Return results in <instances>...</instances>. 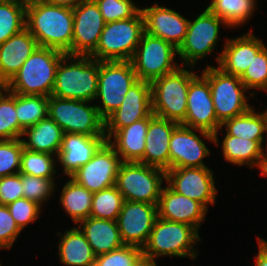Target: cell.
<instances>
[{"label": "cell", "instance_id": "b9f144b4", "mask_svg": "<svg viewBox=\"0 0 267 266\" xmlns=\"http://www.w3.org/2000/svg\"><path fill=\"white\" fill-rule=\"evenodd\" d=\"M105 23L135 17L142 8L132 0H94ZM134 3V4H133Z\"/></svg>", "mask_w": 267, "mask_h": 266}, {"label": "cell", "instance_id": "2e32d148", "mask_svg": "<svg viewBox=\"0 0 267 266\" xmlns=\"http://www.w3.org/2000/svg\"><path fill=\"white\" fill-rule=\"evenodd\" d=\"M105 22L94 0L73 8V39L68 55L90 56L97 48Z\"/></svg>", "mask_w": 267, "mask_h": 266}, {"label": "cell", "instance_id": "d6a6232c", "mask_svg": "<svg viewBox=\"0 0 267 266\" xmlns=\"http://www.w3.org/2000/svg\"><path fill=\"white\" fill-rule=\"evenodd\" d=\"M256 0H212L207 8L230 28L238 27L253 15Z\"/></svg>", "mask_w": 267, "mask_h": 266}, {"label": "cell", "instance_id": "44dd1931", "mask_svg": "<svg viewBox=\"0 0 267 266\" xmlns=\"http://www.w3.org/2000/svg\"><path fill=\"white\" fill-rule=\"evenodd\" d=\"M158 217L192 226L198 233L207 208L200 202L163 187L157 205Z\"/></svg>", "mask_w": 267, "mask_h": 266}, {"label": "cell", "instance_id": "ab89813d", "mask_svg": "<svg viewBox=\"0 0 267 266\" xmlns=\"http://www.w3.org/2000/svg\"><path fill=\"white\" fill-rule=\"evenodd\" d=\"M23 148L21 138L0 140V178L19 173Z\"/></svg>", "mask_w": 267, "mask_h": 266}, {"label": "cell", "instance_id": "60d3db41", "mask_svg": "<svg viewBox=\"0 0 267 266\" xmlns=\"http://www.w3.org/2000/svg\"><path fill=\"white\" fill-rule=\"evenodd\" d=\"M55 179H45L37 176H30L21 173V183L23 185V197L35 201L42 206L54 194Z\"/></svg>", "mask_w": 267, "mask_h": 266}, {"label": "cell", "instance_id": "f907efd6", "mask_svg": "<svg viewBox=\"0 0 267 266\" xmlns=\"http://www.w3.org/2000/svg\"><path fill=\"white\" fill-rule=\"evenodd\" d=\"M264 133H267V109H265V131H264ZM262 150H263V154H264L265 158L267 159V138H266V149H262Z\"/></svg>", "mask_w": 267, "mask_h": 266}, {"label": "cell", "instance_id": "4dcf8cb0", "mask_svg": "<svg viewBox=\"0 0 267 266\" xmlns=\"http://www.w3.org/2000/svg\"><path fill=\"white\" fill-rule=\"evenodd\" d=\"M61 192L60 203L75 224L90 217L93 200L92 192L71 177L62 187Z\"/></svg>", "mask_w": 267, "mask_h": 266}, {"label": "cell", "instance_id": "e0dca14e", "mask_svg": "<svg viewBox=\"0 0 267 266\" xmlns=\"http://www.w3.org/2000/svg\"><path fill=\"white\" fill-rule=\"evenodd\" d=\"M197 131L207 141L215 142L214 134L179 124L171 134L169 144L170 169L208 167L202 159L210 155V151L204 141L197 135Z\"/></svg>", "mask_w": 267, "mask_h": 266}, {"label": "cell", "instance_id": "603a6c76", "mask_svg": "<svg viewBox=\"0 0 267 266\" xmlns=\"http://www.w3.org/2000/svg\"><path fill=\"white\" fill-rule=\"evenodd\" d=\"M265 45L252 31L237 37L227 38L223 51L216 57L223 72L241 77L255 56Z\"/></svg>", "mask_w": 267, "mask_h": 266}, {"label": "cell", "instance_id": "f35d334b", "mask_svg": "<svg viewBox=\"0 0 267 266\" xmlns=\"http://www.w3.org/2000/svg\"><path fill=\"white\" fill-rule=\"evenodd\" d=\"M245 87L267 91V47L264 46L255 56L244 74L240 77Z\"/></svg>", "mask_w": 267, "mask_h": 266}, {"label": "cell", "instance_id": "83f0119b", "mask_svg": "<svg viewBox=\"0 0 267 266\" xmlns=\"http://www.w3.org/2000/svg\"><path fill=\"white\" fill-rule=\"evenodd\" d=\"M264 140H247L244 138L235 137L232 135H225L222 140V154L229 163L240 165L243 164L253 168L258 167L262 174L266 158L263 154Z\"/></svg>", "mask_w": 267, "mask_h": 266}, {"label": "cell", "instance_id": "f6af8a7d", "mask_svg": "<svg viewBox=\"0 0 267 266\" xmlns=\"http://www.w3.org/2000/svg\"><path fill=\"white\" fill-rule=\"evenodd\" d=\"M21 230L6 205H0V248L10 249Z\"/></svg>", "mask_w": 267, "mask_h": 266}, {"label": "cell", "instance_id": "f1b7e54d", "mask_svg": "<svg viewBox=\"0 0 267 266\" xmlns=\"http://www.w3.org/2000/svg\"><path fill=\"white\" fill-rule=\"evenodd\" d=\"M63 135L61 127L48 116L24 130L22 138L26 136L28 139L25 141L21 138V141L27 150L58 156Z\"/></svg>", "mask_w": 267, "mask_h": 266}, {"label": "cell", "instance_id": "484cf974", "mask_svg": "<svg viewBox=\"0 0 267 266\" xmlns=\"http://www.w3.org/2000/svg\"><path fill=\"white\" fill-rule=\"evenodd\" d=\"M153 116L152 113L146 118L114 131L107 138V142L114 148L122 162L143 163L146 133L149 121Z\"/></svg>", "mask_w": 267, "mask_h": 266}, {"label": "cell", "instance_id": "52a82bcc", "mask_svg": "<svg viewBox=\"0 0 267 266\" xmlns=\"http://www.w3.org/2000/svg\"><path fill=\"white\" fill-rule=\"evenodd\" d=\"M166 171L140 162H122L115 186L125 201L158 205Z\"/></svg>", "mask_w": 267, "mask_h": 266}, {"label": "cell", "instance_id": "7402d4cb", "mask_svg": "<svg viewBox=\"0 0 267 266\" xmlns=\"http://www.w3.org/2000/svg\"><path fill=\"white\" fill-rule=\"evenodd\" d=\"M106 141V136L64 133L56 161L60 162L64 174L70 178L81 166L92 159Z\"/></svg>", "mask_w": 267, "mask_h": 266}, {"label": "cell", "instance_id": "9a60e30c", "mask_svg": "<svg viewBox=\"0 0 267 266\" xmlns=\"http://www.w3.org/2000/svg\"><path fill=\"white\" fill-rule=\"evenodd\" d=\"M122 160L106 141L91 160L81 166L71 178L88 191L95 193L115 186Z\"/></svg>", "mask_w": 267, "mask_h": 266}, {"label": "cell", "instance_id": "74e56055", "mask_svg": "<svg viewBox=\"0 0 267 266\" xmlns=\"http://www.w3.org/2000/svg\"><path fill=\"white\" fill-rule=\"evenodd\" d=\"M53 157L54 155L49 153L35 152L23 148L19 173L54 179L57 171H55L56 166Z\"/></svg>", "mask_w": 267, "mask_h": 266}, {"label": "cell", "instance_id": "3957f363", "mask_svg": "<svg viewBox=\"0 0 267 266\" xmlns=\"http://www.w3.org/2000/svg\"><path fill=\"white\" fill-rule=\"evenodd\" d=\"M64 55L56 49L38 46L4 87L16 94L50 97L56 69Z\"/></svg>", "mask_w": 267, "mask_h": 266}, {"label": "cell", "instance_id": "7c38bea8", "mask_svg": "<svg viewBox=\"0 0 267 266\" xmlns=\"http://www.w3.org/2000/svg\"><path fill=\"white\" fill-rule=\"evenodd\" d=\"M229 26L207 7L194 19L189 20L188 30L183 43L178 48V55L183 66L195 67L199 59L213 52L219 39L220 25Z\"/></svg>", "mask_w": 267, "mask_h": 266}, {"label": "cell", "instance_id": "816d5d0a", "mask_svg": "<svg viewBox=\"0 0 267 266\" xmlns=\"http://www.w3.org/2000/svg\"><path fill=\"white\" fill-rule=\"evenodd\" d=\"M5 2L25 3V0H0Z\"/></svg>", "mask_w": 267, "mask_h": 266}, {"label": "cell", "instance_id": "ba28073f", "mask_svg": "<svg viewBox=\"0 0 267 266\" xmlns=\"http://www.w3.org/2000/svg\"><path fill=\"white\" fill-rule=\"evenodd\" d=\"M88 103L91 102L50 96L48 116L64 133L105 136V120L100 116L96 105Z\"/></svg>", "mask_w": 267, "mask_h": 266}, {"label": "cell", "instance_id": "d6986e66", "mask_svg": "<svg viewBox=\"0 0 267 266\" xmlns=\"http://www.w3.org/2000/svg\"><path fill=\"white\" fill-rule=\"evenodd\" d=\"M151 84L138 80L125 94L121 106L105 119V136L152 114Z\"/></svg>", "mask_w": 267, "mask_h": 266}, {"label": "cell", "instance_id": "ffe728a7", "mask_svg": "<svg viewBox=\"0 0 267 266\" xmlns=\"http://www.w3.org/2000/svg\"><path fill=\"white\" fill-rule=\"evenodd\" d=\"M145 32L174 45L177 49L183 43L189 20L173 9L159 6L158 3L141 9Z\"/></svg>", "mask_w": 267, "mask_h": 266}, {"label": "cell", "instance_id": "5bb4252c", "mask_svg": "<svg viewBox=\"0 0 267 266\" xmlns=\"http://www.w3.org/2000/svg\"><path fill=\"white\" fill-rule=\"evenodd\" d=\"M181 125L214 134V143L219 145L221 123L216 118L209 82L202 74L189 84L186 118Z\"/></svg>", "mask_w": 267, "mask_h": 266}, {"label": "cell", "instance_id": "1f68e13d", "mask_svg": "<svg viewBox=\"0 0 267 266\" xmlns=\"http://www.w3.org/2000/svg\"><path fill=\"white\" fill-rule=\"evenodd\" d=\"M226 127V135L247 140H264L265 111L256 112L252 107L245 113L225 120L221 128Z\"/></svg>", "mask_w": 267, "mask_h": 266}, {"label": "cell", "instance_id": "6da1fadb", "mask_svg": "<svg viewBox=\"0 0 267 266\" xmlns=\"http://www.w3.org/2000/svg\"><path fill=\"white\" fill-rule=\"evenodd\" d=\"M26 29L38 46L56 49L67 54L73 39V9L43 1L26 4Z\"/></svg>", "mask_w": 267, "mask_h": 266}, {"label": "cell", "instance_id": "bcb514c9", "mask_svg": "<svg viewBox=\"0 0 267 266\" xmlns=\"http://www.w3.org/2000/svg\"><path fill=\"white\" fill-rule=\"evenodd\" d=\"M22 197L21 173L0 178V205H7Z\"/></svg>", "mask_w": 267, "mask_h": 266}, {"label": "cell", "instance_id": "cb8c5ba5", "mask_svg": "<svg viewBox=\"0 0 267 266\" xmlns=\"http://www.w3.org/2000/svg\"><path fill=\"white\" fill-rule=\"evenodd\" d=\"M179 123L154 115L146 133L143 164L170 169L169 144L171 134Z\"/></svg>", "mask_w": 267, "mask_h": 266}, {"label": "cell", "instance_id": "db71d44e", "mask_svg": "<svg viewBox=\"0 0 267 266\" xmlns=\"http://www.w3.org/2000/svg\"><path fill=\"white\" fill-rule=\"evenodd\" d=\"M34 1H41V0H25V4L30 3V2H34Z\"/></svg>", "mask_w": 267, "mask_h": 266}, {"label": "cell", "instance_id": "ee69618b", "mask_svg": "<svg viewBox=\"0 0 267 266\" xmlns=\"http://www.w3.org/2000/svg\"><path fill=\"white\" fill-rule=\"evenodd\" d=\"M142 254V249L132 245H123L109 253L96 256L94 266H132Z\"/></svg>", "mask_w": 267, "mask_h": 266}, {"label": "cell", "instance_id": "30bf717a", "mask_svg": "<svg viewBox=\"0 0 267 266\" xmlns=\"http://www.w3.org/2000/svg\"><path fill=\"white\" fill-rule=\"evenodd\" d=\"M175 55L178 49L174 45L144 32L130 62L138 80L151 83L180 67Z\"/></svg>", "mask_w": 267, "mask_h": 266}, {"label": "cell", "instance_id": "f5cc1de1", "mask_svg": "<svg viewBox=\"0 0 267 266\" xmlns=\"http://www.w3.org/2000/svg\"><path fill=\"white\" fill-rule=\"evenodd\" d=\"M261 176H266L267 177V159H266V164H265V167H264V170H263Z\"/></svg>", "mask_w": 267, "mask_h": 266}, {"label": "cell", "instance_id": "d590c367", "mask_svg": "<svg viewBox=\"0 0 267 266\" xmlns=\"http://www.w3.org/2000/svg\"><path fill=\"white\" fill-rule=\"evenodd\" d=\"M124 201L116 186L95 192L90 217L116 221Z\"/></svg>", "mask_w": 267, "mask_h": 266}, {"label": "cell", "instance_id": "f546056e", "mask_svg": "<svg viewBox=\"0 0 267 266\" xmlns=\"http://www.w3.org/2000/svg\"><path fill=\"white\" fill-rule=\"evenodd\" d=\"M60 235L58 245L59 261L67 266H94L95 258L92 248L78 227L71 228Z\"/></svg>", "mask_w": 267, "mask_h": 266}, {"label": "cell", "instance_id": "c3c4849f", "mask_svg": "<svg viewBox=\"0 0 267 266\" xmlns=\"http://www.w3.org/2000/svg\"><path fill=\"white\" fill-rule=\"evenodd\" d=\"M51 5H57L67 8H75L82 0H41Z\"/></svg>", "mask_w": 267, "mask_h": 266}, {"label": "cell", "instance_id": "4316f807", "mask_svg": "<svg viewBox=\"0 0 267 266\" xmlns=\"http://www.w3.org/2000/svg\"><path fill=\"white\" fill-rule=\"evenodd\" d=\"M77 227L84 234L95 256L109 253L124 245L116 221L88 217L80 221Z\"/></svg>", "mask_w": 267, "mask_h": 266}, {"label": "cell", "instance_id": "277c9868", "mask_svg": "<svg viewBox=\"0 0 267 266\" xmlns=\"http://www.w3.org/2000/svg\"><path fill=\"white\" fill-rule=\"evenodd\" d=\"M196 73L183 66L152 81L151 98L154 115L181 124L186 118L187 94Z\"/></svg>", "mask_w": 267, "mask_h": 266}, {"label": "cell", "instance_id": "5b68a950", "mask_svg": "<svg viewBox=\"0 0 267 266\" xmlns=\"http://www.w3.org/2000/svg\"><path fill=\"white\" fill-rule=\"evenodd\" d=\"M199 233L190 225L157 217L142 253L153 259L161 256L190 257L197 255Z\"/></svg>", "mask_w": 267, "mask_h": 266}, {"label": "cell", "instance_id": "7a4b0ae2", "mask_svg": "<svg viewBox=\"0 0 267 266\" xmlns=\"http://www.w3.org/2000/svg\"><path fill=\"white\" fill-rule=\"evenodd\" d=\"M98 74V60L65 54L58 63L51 96L92 102L97 95Z\"/></svg>", "mask_w": 267, "mask_h": 266}, {"label": "cell", "instance_id": "8d00e7d4", "mask_svg": "<svg viewBox=\"0 0 267 266\" xmlns=\"http://www.w3.org/2000/svg\"><path fill=\"white\" fill-rule=\"evenodd\" d=\"M26 4L0 1V45L26 28Z\"/></svg>", "mask_w": 267, "mask_h": 266}, {"label": "cell", "instance_id": "d4e9b609", "mask_svg": "<svg viewBox=\"0 0 267 266\" xmlns=\"http://www.w3.org/2000/svg\"><path fill=\"white\" fill-rule=\"evenodd\" d=\"M38 47L25 28L0 45V85L5 86Z\"/></svg>", "mask_w": 267, "mask_h": 266}, {"label": "cell", "instance_id": "681fc988", "mask_svg": "<svg viewBox=\"0 0 267 266\" xmlns=\"http://www.w3.org/2000/svg\"><path fill=\"white\" fill-rule=\"evenodd\" d=\"M132 266H158L155 259L143 253L133 262Z\"/></svg>", "mask_w": 267, "mask_h": 266}, {"label": "cell", "instance_id": "7dc6e473", "mask_svg": "<svg viewBox=\"0 0 267 266\" xmlns=\"http://www.w3.org/2000/svg\"><path fill=\"white\" fill-rule=\"evenodd\" d=\"M258 254L256 256L255 266H267V240L258 238Z\"/></svg>", "mask_w": 267, "mask_h": 266}, {"label": "cell", "instance_id": "e575fe53", "mask_svg": "<svg viewBox=\"0 0 267 266\" xmlns=\"http://www.w3.org/2000/svg\"><path fill=\"white\" fill-rule=\"evenodd\" d=\"M23 131L16 114V93L9 92L2 86L0 88V140L21 138Z\"/></svg>", "mask_w": 267, "mask_h": 266}, {"label": "cell", "instance_id": "836d02e7", "mask_svg": "<svg viewBox=\"0 0 267 266\" xmlns=\"http://www.w3.org/2000/svg\"><path fill=\"white\" fill-rule=\"evenodd\" d=\"M49 97L16 94V114L23 130L48 117Z\"/></svg>", "mask_w": 267, "mask_h": 266}, {"label": "cell", "instance_id": "8992f818", "mask_svg": "<svg viewBox=\"0 0 267 266\" xmlns=\"http://www.w3.org/2000/svg\"><path fill=\"white\" fill-rule=\"evenodd\" d=\"M144 32L142 11L132 18L105 23L90 57L98 61H130Z\"/></svg>", "mask_w": 267, "mask_h": 266}, {"label": "cell", "instance_id": "9c48e42d", "mask_svg": "<svg viewBox=\"0 0 267 266\" xmlns=\"http://www.w3.org/2000/svg\"><path fill=\"white\" fill-rule=\"evenodd\" d=\"M201 72L209 82L216 118L221 124L252 107L247 103L250 97L245 93L248 89L240 77L227 74L211 65H207Z\"/></svg>", "mask_w": 267, "mask_h": 266}, {"label": "cell", "instance_id": "8fae6325", "mask_svg": "<svg viewBox=\"0 0 267 266\" xmlns=\"http://www.w3.org/2000/svg\"><path fill=\"white\" fill-rule=\"evenodd\" d=\"M138 81L130 61H99L98 90L101 106L96 105L105 120L117 110L130 87Z\"/></svg>", "mask_w": 267, "mask_h": 266}, {"label": "cell", "instance_id": "4fadbf2b", "mask_svg": "<svg viewBox=\"0 0 267 266\" xmlns=\"http://www.w3.org/2000/svg\"><path fill=\"white\" fill-rule=\"evenodd\" d=\"M215 178L208 167H181L166 170V183L175 192L196 200L208 209L215 204Z\"/></svg>", "mask_w": 267, "mask_h": 266}, {"label": "cell", "instance_id": "7bdbcfd3", "mask_svg": "<svg viewBox=\"0 0 267 266\" xmlns=\"http://www.w3.org/2000/svg\"><path fill=\"white\" fill-rule=\"evenodd\" d=\"M15 223L22 231L25 226L39 219L41 205L25 197L6 205Z\"/></svg>", "mask_w": 267, "mask_h": 266}, {"label": "cell", "instance_id": "ac0fdd59", "mask_svg": "<svg viewBox=\"0 0 267 266\" xmlns=\"http://www.w3.org/2000/svg\"><path fill=\"white\" fill-rule=\"evenodd\" d=\"M157 217L155 204L124 201L116 220L122 243L143 249Z\"/></svg>", "mask_w": 267, "mask_h": 266}]
</instances>
